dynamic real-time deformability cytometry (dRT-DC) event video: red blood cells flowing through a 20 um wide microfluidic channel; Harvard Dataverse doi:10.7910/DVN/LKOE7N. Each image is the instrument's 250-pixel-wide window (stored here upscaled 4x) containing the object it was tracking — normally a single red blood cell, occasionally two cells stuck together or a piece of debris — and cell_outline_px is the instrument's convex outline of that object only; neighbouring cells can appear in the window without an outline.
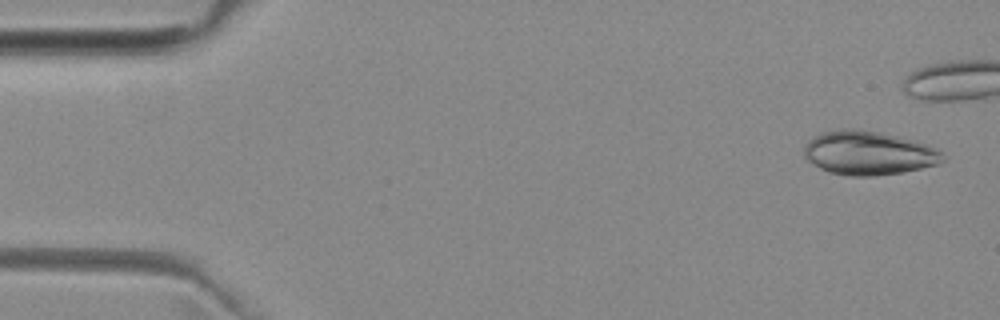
{"species": "common noctule bat (a hibernating species)", "species_latin": "Nyctalus noctula", "temperature_condition": "room temperature", "stored_images_in_passage": 8, "segment_of_instrument_passage": [1, 2], "camera_frame_rate_fps": 3000, "um_per_image_px": 0.085, "animal": {"sex": "female", "body_mass_g": 29.2, "forearm_length_mm": 56.3}, "frame": {"image": 1, "passage_image": 1, "time_ms": 0.0, "image_size_px": [1000, 320], "cell_outline_px": [[944, 160], [940, 164], [900, 172], [872, 176], [852, 176], [828, 172], [820, 168], [808, 160], [804, 156], [804, 144], [812, 136], [824, 132], [840, 128], [856, 128], [880, 132], [916, 140], [928, 144], [944, 152]], "centroid_in_image_um": [73.83, 12.98], "position_along_channel_um": 11.2, "area_um2": 35.78}}
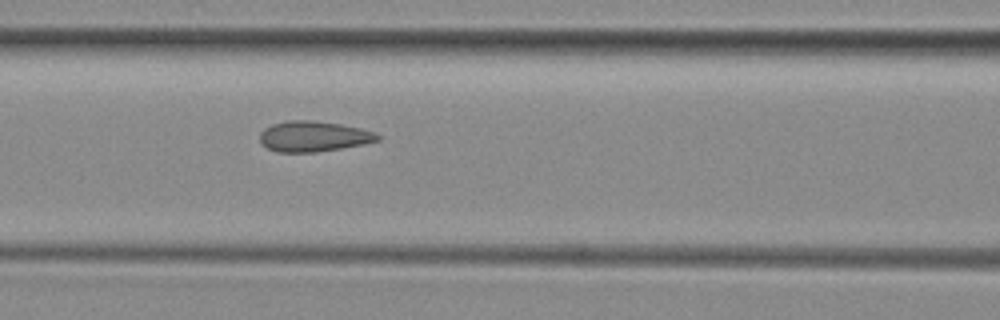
{"frame": {"image": 2, "passage_image": 7, "time_ms": 7.667, "image_size_px": [1000, 320], "cell_outline_px": [[380, 140], [340, 148], [316, 152], [276, 152], [268, 148], [260, 140], [260, 132], [264, 128], [272, 124], [288, 120], [312, 120], [340, 124], [360, 128], [372, 132], [380, 136]], "centroid_in_image_um": [26.61, 11.58], "position_along_channel_um": 140.0, "area_um2": 20.69}}